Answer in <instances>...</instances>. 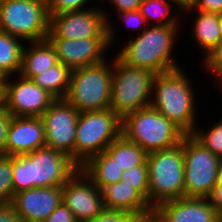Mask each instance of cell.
Here are the masks:
<instances>
[{
	"mask_svg": "<svg viewBox=\"0 0 222 222\" xmlns=\"http://www.w3.org/2000/svg\"><path fill=\"white\" fill-rule=\"evenodd\" d=\"M79 111L65 99H56L40 117L46 146L65 153L75 161V139Z\"/></svg>",
	"mask_w": 222,
	"mask_h": 222,
	"instance_id": "cell-12",
	"label": "cell"
},
{
	"mask_svg": "<svg viewBox=\"0 0 222 222\" xmlns=\"http://www.w3.org/2000/svg\"><path fill=\"white\" fill-rule=\"evenodd\" d=\"M220 37L222 42V14L220 15Z\"/></svg>",
	"mask_w": 222,
	"mask_h": 222,
	"instance_id": "cell-44",
	"label": "cell"
},
{
	"mask_svg": "<svg viewBox=\"0 0 222 222\" xmlns=\"http://www.w3.org/2000/svg\"><path fill=\"white\" fill-rule=\"evenodd\" d=\"M43 222H78L75 215L62 201Z\"/></svg>",
	"mask_w": 222,
	"mask_h": 222,
	"instance_id": "cell-34",
	"label": "cell"
},
{
	"mask_svg": "<svg viewBox=\"0 0 222 222\" xmlns=\"http://www.w3.org/2000/svg\"><path fill=\"white\" fill-rule=\"evenodd\" d=\"M62 201L78 222H91L105 208L101 190L81 169L62 186Z\"/></svg>",
	"mask_w": 222,
	"mask_h": 222,
	"instance_id": "cell-14",
	"label": "cell"
},
{
	"mask_svg": "<svg viewBox=\"0 0 222 222\" xmlns=\"http://www.w3.org/2000/svg\"><path fill=\"white\" fill-rule=\"evenodd\" d=\"M183 68L155 75L150 106L178 126L186 135L196 127V94Z\"/></svg>",
	"mask_w": 222,
	"mask_h": 222,
	"instance_id": "cell-3",
	"label": "cell"
},
{
	"mask_svg": "<svg viewBox=\"0 0 222 222\" xmlns=\"http://www.w3.org/2000/svg\"><path fill=\"white\" fill-rule=\"evenodd\" d=\"M195 11L211 12L221 15L222 14V0H193L191 7L184 10V14Z\"/></svg>",
	"mask_w": 222,
	"mask_h": 222,
	"instance_id": "cell-33",
	"label": "cell"
},
{
	"mask_svg": "<svg viewBox=\"0 0 222 222\" xmlns=\"http://www.w3.org/2000/svg\"><path fill=\"white\" fill-rule=\"evenodd\" d=\"M49 23L47 0H7L0 4V30L24 42L47 39Z\"/></svg>",
	"mask_w": 222,
	"mask_h": 222,
	"instance_id": "cell-9",
	"label": "cell"
},
{
	"mask_svg": "<svg viewBox=\"0 0 222 222\" xmlns=\"http://www.w3.org/2000/svg\"><path fill=\"white\" fill-rule=\"evenodd\" d=\"M218 222H222V215L219 217Z\"/></svg>",
	"mask_w": 222,
	"mask_h": 222,
	"instance_id": "cell-46",
	"label": "cell"
},
{
	"mask_svg": "<svg viewBox=\"0 0 222 222\" xmlns=\"http://www.w3.org/2000/svg\"><path fill=\"white\" fill-rule=\"evenodd\" d=\"M147 165L148 203L152 209L185 197L183 139L173 148L148 153Z\"/></svg>",
	"mask_w": 222,
	"mask_h": 222,
	"instance_id": "cell-5",
	"label": "cell"
},
{
	"mask_svg": "<svg viewBox=\"0 0 222 222\" xmlns=\"http://www.w3.org/2000/svg\"><path fill=\"white\" fill-rule=\"evenodd\" d=\"M12 115L4 108L0 110V157L5 156V143Z\"/></svg>",
	"mask_w": 222,
	"mask_h": 222,
	"instance_id": "cell-36",
	"label": "cell"
},
{
	"mask_svg": "<svg viewBox=\"0 0 222 222\" xmlns=\"http://www.w3.org/2000/svg\"><path fill=\"white\" fill-rule=\"evenodd\" d=\"M62 202V187H36L13 195L11 204L23 222L44 221Z\"/></svg>",
	"mask_w": 222,
	"mask_h": 222,
	"instance_id": "cell-17",
	"label": "cell"
},
{
	"mask_svg": "<svg viewBox=\"0 0 222 222\" xmlns=\"http://www.w3.org/2000/svg\"><path fill=\"white\" fill-rule=\"evenodd\" d=\"M179 26H148L138 36L126 41L115 56L128 66L147 69L156 75L181 68L172 56L174 43L180 34Z\"/></svg>",
	"mask_w": 222,
	"mask_h": 222,
	"instance_id": "cell-2",
	"label": "cell"
},
{
	"mask_svg": "<svg viewBox=\"0 0 222 222\" xmlns=\"http://www.w3.org/2000/svg\"><path fill=\"white\" fill-rule=\"evenodd\" d=\"M5 84H0V110L4 109Z\"/></svg>",
	"mask_w": 222,
	"mask_h": 222,
	"instance_id": "cell-41",
	"label": "cell"
},
{
	"mask_svg": "<svg viewBox=\"0 0 222 222\" xmlns=\"http://www.w3.org/2000/svg\"><path fill=\"white\" fill-rule=\"evenodd\" d=\"M24 44L28 45L22 39L0 30V73L5 77L19 74Z\"/></svg>",
	"mask_w": 222,
	"mask_h": 222,
	"instance_id": "cell-25",
	"label": "cell"
},
{
	"mask_svg": "<svg viewBox=\"0 0 222 222\" xmlns=\"http://www.w3.org/2000/svg\"><path fill=\"white\" fill-rule=\"evenodd\" d=\"M167 0H142V3L139 6L140 13L144 16L147 25H179L180 13L179 15L172 14L171 6H175L171 4ZM171 13V14H170ZM153 22H151L152 20ZM152 23V24H151Z\"/></svg>",
	"mask_w": 222,
	"mask_h": 222,
	"instance_id": "cell-26",
	"label": "cell"
},
{
	"mask_svg": "<svg viewBox=\"0 0 222 222\" xmlns=\"http://www.w3.org/2000/svg\"><path fill=\"white\" fill-rule=\"evenodd\" d=\"M121 134L147 153L173 148L181 144L186 135L151 106L126 115L122 119Z\"/></svg>",
	"mask_w": 222,
	"mask_h": 222,
	"instance_id": "cell-4",
	"label": "cell"
},
{
	"mask_svg": "<svg viewBox=\"0 0 222 222\" xmlns=\"http://www.w3.org/2000/svg\"><path fill=\"white\" fill-rule=\"evenodd\" d=\"M201 130L196 126L191 135L215 156L222 159V118L206 132Z\"/></svg>",
	"mask_w": 222,
	"mask_h": 222,
	"instance_id": "cell-27",
	"label": "cell"
},
{
	"mask_svg": "<svg viewBox=\"0 0 222 222\" xmlns=\"http://www.w3.org/2000/svg\"><path fill=\"white\" fill-rule=\"evenodd\" d=\"M214 188H222V163L220 165V169L217 176V183Z\"/></svg>",
	"mask_w": 222,
	"mask_h": 222,
	"instance_id": "cell-42",
	"label": "cell"
},
{
	"mask_svg": "<svg viewBox=\"0 0 222 222\" xmlns=\"http://www.w3.org/2000/svg\"><path fill=\"white\" fill-rule=\"evenodd\" d=\"M0 222H23L11 203L0 204Z\"/></svg>",
	"mask_w": 222,
	"mask_h": 222,
	"instance_id": "cell-38",
	"label": "cell"
},
{
	"mask_svg": "<svg viewBox=\"0 0 222 222\" xmlns=\"http://www.w3.org/2000/svg\"><path fill=\"white\" fill-rule=\"evenodd\" d=\"M208 200L212 206L217 210V213L222 215V188H213Z\"/></svg>",
	"mask_w": 222,
	"mask_h": 222,
	"instance_id": "cell-39",
	"label": "cell"
},
{
	"mask_svg": "<svg viewBox=\"0 0 222 222\" xmlns=\"http://www.w3.org/2000/svg\"><path fill=\"white\" fill-rule=\"evenodd\" d=\"M12 198V156H2L0 157V204L11 203Z\"/></svg>",
	"mask_w": 222,
	"mask_h": 222,
	"instance_id": "cell-29",
	"label": "cell"
},
{
	"mask_svg": "<svg viewBox=\"0 0 222 222\" xmlns=\"http://www.w3.org/2000/svg\"><path fill=\"white\" fill-rule=\"evenodd\" d=\"M80 169L100 190L119 182L124 171L105 151L90 157Z\"/></svg>",
	"mask_w": 222,
	"mask_h": 222,
	"instance_id": "cell-21",
	"label": "cell"
},
{
	"mask_svg": "<svg viewBox=\"0 0 222 222\" xmlns=\"http://www.w3.org/2000/svg\"><path fill=\"white\" fill-rule=\"evenodd\" d=\"M17 77L15 81L5 78L4 108L12 116L41 117L56 98L31 79Z\"/></svg>",
	"mask_w": 222,
	"mask_h": 222,
	"instance_id": "cell-13",
	"label": "cell"
},
{
	"mask_svg": "<svg viewBox=\"0 0 222 222\" xmlns=\"http://www.w3.org/2000/svg\"><path fill=\"white\" fill-rule=\"evenodd\" d=\"M169 2H172V4L175 5L174 8H178L181 13V11H184L186 9H189L191 7L193 0H167Z\"/></svg>",
	"mask_w": 222,
	"mask_h": 222,
	"instance_id": "cell-40",
	"label": "cell"
},
{
	"mask_svg": "<svg viewBox=\"0 0 222 222\" xmlns=\"http://www.w3.org/2000/svg\"><path fill=\"white\" fill-rule=\"evenodd\" d=\"M205 65V71L217 76L222 71V42H220L210 53L202 60Z\"/></svg>",
	"mask_w": 222,
	"mask_h": 222,
	"instance_id": "cell-32",
	"label": "cell"
},
{
	"mask_svg": "<svg viewBox=\"0 0 222 222\" xmlns=\"http://www.w3.org/2000/svg\"><path fill=\"white\" fill-rule=\"evenodd\" d=\"M121 180L136 189L147 201L149 190L148 165L131 167L123 171Z\"/></svg>",
	"mask_w": 222,
	"mask_h": 222,
	"instance_id": "cell-28",
	"label": "cell"
},
{
	"mask_svg": "<svg viewBox=\"0 0 222 222\" xmlns=\"http://www.w3.org/2000/svg\"><path fill=\"white\" fill-rule=\"evenodd\" d=\"M185 198H208L217 183L222 159L191 134L183 138Z\"/></svg>",
	"mask_w": 222,
	"mask_h": 222,
	"instance_id": "cell-11",
	"label": "cell"
},
{
	"mask_svg": "<svg viewBox=\"0 0 222 222\" xmlns=\"http://www.w3.org/2000/svg\"><path fill=\"white\" fill-rule=\"evenodd\" d=\"M71 71L68 66L59 62L41 74L33 76L31 80L56 99H64L68 93Z\"/></svg>",
	"mask_w": 222,
	"mask_h": 222,
	"instance_id": "cell-24",
	"label": "cell"
},
{
	"mask_svg": "<svg viewBox=\"0 0 222 222\" xmlns=\"http://www.w3.org/2000/svg\"><path fill=\"white\" fill-rule=\"evenodd\" d=\"M91 222H147L143 217L136 216L125 210L106 209Z\"/></svg>",
	"mask_w": 222,
	"mask_h": 222,
	"instance_id": "cell-31",
	"label": "cell"
},
{
	"mask_svg": "<svg viewBox=\"0 0 222 222\" xmlns=\"http://www.w3.org/2000/svg\"><path fill=\"white\" fill-rule=\"evenodd\" d=\"M215 79L218 78L220 85L222 84V71L216 76L214 77ZM221 81V82H220ZM222 87V85L220 86V88ZM221 92H222V88H221Z\"/></svg>",
	"mask_w": 222,
	"mask_h": 222,
	"instance_id": "cell-43",
	"label": "cell"
},
{
	"mask_svg": "<svg viewBox=\"0 0 222 222\" xmlns=\"http://www.w3.org/2000/svg\"><path fill=\"white\" fill-rule=\"evenodd\" d=\"M220 215L208 198H178L153 209L151 222H218Z\"/></svg>",
	"mask_w": 222,
	"mask_h": 222,
	"instance_id": "cell-16",
	"label": "cell"
},
{
	"mask_svg": "<svg viewBox=\"0 0 222 222\" xmlns=\"http://www.w3.org/2000/svg\"><path fill=\"white\" fill-rule=\"evenodd\" d=\"M108 60L71 71L69 89L64 99L79 112L109 109L112 61Z\"/></svg>",
	"mask_w": 222,
	"mask_h": 222,
	"instance_id": "cell-7",
	"label": "cell"
},
{
	"mask_svg": "<svg viewBox=\"0 0 222 222\" xmlns=\"http://www.w3.org/2000/svg\"><path fill=\"white\" fill-rule=\"evenodd\" d=\"M7 0H0V4H2V3H4V2H6Z\"/></svg>",
	"mask_w": 222,
	"mask_h": 222,
	"instance_id": "cell-47",
	"label": "cell"
},
{
	"mask_svg": "<svg viewBox=\"0 0 222 222\" xmlns=\"http://www.w3.org/2000/svg\"><path fill=\"white\" fill-rule=\"evenodd\" d=\"M29 44L30 47H23L19 72L21 76L31 79L59 63L55 48L48 39Z\"/></svg>",
	"mask_w": 222,
	"mask_h": 222,
	"instance_id": "cell-20",
	"label": "cell"
},
{
	"mask_svg": "<svg viewBox=\"0 0 222 222\" xmlns=\"http://www.w3.org/2000/svg\"><path fill=\"white\" fill-rule=\"evenodd\" d=\"M101 192L106 209L125 210L151 222L153 209L148 201L136 189L123 183L122 180L105 186Z\"/></svg>",
	"mask_w": 222,
	"mask_h": 222,
	"instance_id": "cell-19",
	"label": "cell"
},
{
	"mask_svg": "<svg viewBox=\"0 0 222 222\" xmlns=\"http://www.w3.org/2000/svg\"><path fill=\"white\" fill-rule=\"evenodd\" d=\"M110 2L111 7L118 13H124L128 11H135L139 9L142 0H107ZM113 5V6H112Z\"/></svg>",
	"mask_w": 222,
	"mask_h": 222,
	"instance_id": "cell-37",
	"label": "cell"
},
{
	"mask_svg": "<svg viewBox=\"0 0 222 222\" xmlns=\"http://www.w3.org/2000/svg\"><path fill=\"white\" fill-rule=\"evenodd\" d=\"M90 0H47L49 17L69 11H80L94 7H86ZM86 5V6H85Z\"/></svg>",
	"mask_w": 222,
	"mask_h": 222,
	"instance_id": "cell-30",
	"label": "cell"
},
{
	"mask_svg": "<svg viewBox=\"0 0 222 222\" xmlns=\"http://www.w3.org/2000/svg\"><path fill=\"white\" fill-rule=\"evenodd\" d=\"M192 23V39L205 57L220 42V15L211 12L197 11Z\"/></svg>",
	"mask_w": 222,
	"mask_h": 222,
	"instance_id": "cell-22",
	"label": "cell"
},
{
	"mask_svg": "<svg viewBox=\"0 0 222 222\" xmlns=\"http://www.w3.org/2000/svg\"><path fill=\"white\" fill-rule=\"evenodd\" d=\"M79 169L70 156L47 146L12 156L13 195L36 187H62Z\"/></svg>",
	"mask_w": 222,
	"mask_h": 222,
	"instance_id": "cell-1",
	"label": "cell"
},
{
	"mask_svg": "<svg viewBox=\"0 0 222 222\" xmlns=\"http://www.w3.org/2000/svg\"><path fill=\"white\" fill-rule=\"evenodd\" d=\"M5 76L0 73V84H5Z\"/></svg>",
	"mask_w": 222,
	"mask_h": 222,
	"instance_id": "cell-45",
	"label": "cell"
},
{
	"mask_svg": "<svg viewBox=\"0 0 222 222\" xmlns=\"http://www.w3.org/2000/svg\"><path fill=\"white\" fill-rule=\"evenodd\" d=\"M117 15L121 17L120 19L122 21L124 20L123 23H126V25L132 29L148 27L144 16L140 13L139 10L118 13Z\"/></svg>",
	"mask_w": 222,
	"mask_h": 222,
	"instance_id": "cell-35",
	"label": "cell"
},
{
	"mask_svg": "<svg viewBox=\"0 0 222 222\" xmlns=\"http://www.w3.org/2000/svg\"><path fill=\"white\" fill-rule=\"evenodd\" d=\"M103 10L96 6L50 16L47 39L108 38L109 47H112L116 31L111 17Z\"/></svg>",
	"mask_w": 222,
	"mask_h": 222,
	"instance_id": "cell-10",
	"label": "cell"
},
{
	"mask_svg": "<svg viewBox=\"0 0 222 222\" xmlns=\"http://www.w3.org/2000/svg\"><path fill=\"white\" fill-rule=\"evenodd\" d=\"M46 146L40 117L12 116L5 143V156L25 155Z\"/></svg>",
	"mask_w": 222,
	"mask_h": 222,
	"instance_id": "cell-18",
	"label": "cell"
},
{
	"mask_svg": "<svg viewBox=\"0 0 222 222\" xmlns=\"http://www.w3.org/2000/svg\"><path fill=\"white\" fill-rule=\"evenodd\" d=\"M53 45L58 61L71 70L91 66L106 60L108 38L48 39Z\"/></svg>",
	"mask_w": 222,
	"mask_h": 222,
	"instance_id": "cell-15",
	"label": "cell"
},
{
	"mask_svg": "<svg viewBox=\"0 0 222 222\" xmlns=\"http://www.w3.org/2000/svg\"><path fill=\"white\" fill-rule=\"evenodd\" d=\"M155 73L131 67L117 56L112 60L110 107L121 119L139 109L150 106Z\"/></svg>",
	"mask_w": 222,
	"mask_h": 222,
	"instance_id": "cell-6",
	"label": "cell"
},
{
	"mask_svg": "<svg viewBox=\"0 0 222 222\" xmlns=\"http://www.w3.org/2000/svg\"><path fill=\"white\" fill-rule=\"evenodd\" d=\"M122 119L111 109L80 112L75 139V162L82 166L121 135Z\"/></svg>",
	"mask_w": 222,
	"mask_h": 222,
	"instance_id": "cell-8",
	"label": "cell"
},
{
	"mask_svg": "<svg viewBox=\"0 0 222 222\" xmlns=\"http://www.w3.org/2000/svg\"><path fill=\"white\" fill-rule=\"evenodd\" d=\"M104 151L124 171L131 167L147 165L148 153L122 134L109 144Z\"/></svg>",
	"mask_w": 222,
	"mask_h": 222,
	"instance_id": "cell-23",
	"label": "cell"
}]
</instances>
